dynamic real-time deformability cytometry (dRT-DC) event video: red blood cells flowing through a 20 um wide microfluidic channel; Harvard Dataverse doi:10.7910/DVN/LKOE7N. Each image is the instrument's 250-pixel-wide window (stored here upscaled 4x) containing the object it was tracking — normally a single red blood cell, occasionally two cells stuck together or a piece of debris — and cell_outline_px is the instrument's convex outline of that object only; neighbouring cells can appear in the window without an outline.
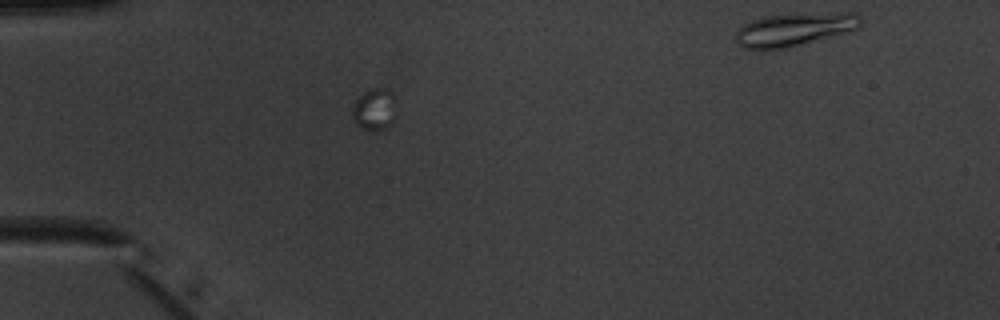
{"species": "common noctule bat (a hibernating species)", "species_latin": "Nyctalus noctula", "temperature_condition": "warm", "stored_images_in_passage": 10, "camera_frame_rate_fps": 3000, "um_per_image_px": 0.085, "animal": {"sex": "male", "body_mass_g": 20.1, "forearm_length_mm": 53.5}, "frame": {"image": 1, "passage_image": 2, "time_ms": 0.333, "image_size_px": [1000, 320], "cell_outline_px": [[396, 116], [392, 124], [376, 132], [364, 128], [356, 124], [352, 116], [352, 108], [356, 100], [364, 92], [376, 88], [384, 88], [392, 92], [396, 100]], "centroid_in_image_um": [31.88, 9.31], "position_along_channel_um": 53.1, "area_um2": 10.87}}
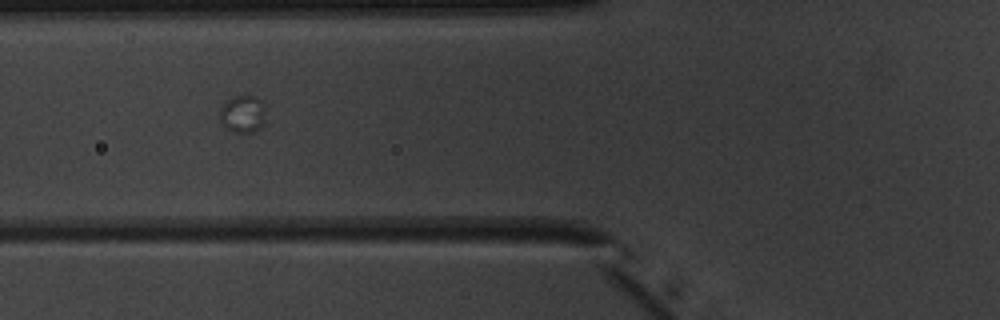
{"frame": {"image": 2, "passage_image": 7, "time_ms": 2.0, "image_size_px": [1000, 320], "cell_outline_px": [[264, 124], [260, 128], [252, 132], [232, 132], [220, 124], [220, 108], [228, 100], [236, 96], [256, 96], [264, 104]], "centroid_in_image_um": [20.62, 9.71], "position_along_channel_um": 105.2, "area_um2": 10.0}}